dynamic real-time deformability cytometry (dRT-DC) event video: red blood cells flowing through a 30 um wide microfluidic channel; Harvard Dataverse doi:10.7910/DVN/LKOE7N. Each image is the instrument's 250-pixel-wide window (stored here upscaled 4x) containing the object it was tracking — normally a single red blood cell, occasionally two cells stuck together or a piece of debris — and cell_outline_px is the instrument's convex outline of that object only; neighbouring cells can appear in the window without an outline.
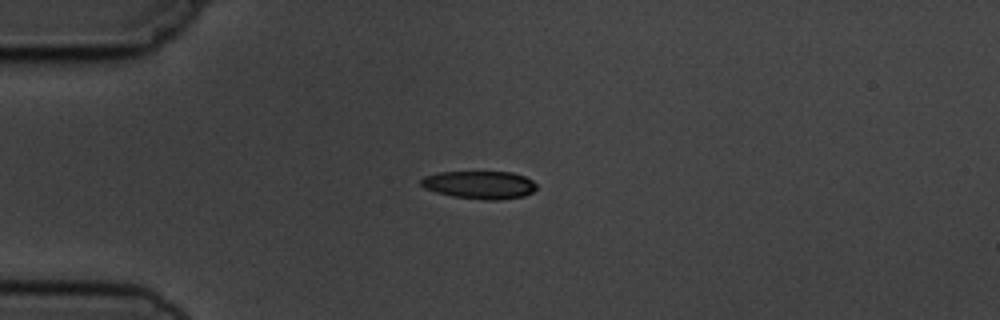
{"species": "common noctule bat (a hibernating species)", "species_latin": "Nyctalus noctula", "temperature_condition": "cold", "stored_images_in_passage": 5, "camera_frame_rate_fps": 3000, "um_per_image_px": 0.085, "animal": {"sex": "male", "body_mass_g": 19.5, "forearm_length_mm": 54.6}, "frame": {"image": 1, "passage_image": 5, "time_ms": 5.667, "image_size_px": [1000, 320], "cell_outline_px": [[536, 188], [532, 192], [524, 196], [500, 200], [484, 200], [452, 196], [436, 192], [424, 188], [420, 184], [420, 180], [424, 176], [440, 172], [512, 172], [524, 176], [532, 180], [536, 184]], "centroid_in_image_um": [40.76, 15.71], "position_along_channel_um": 44.2, "area_um2": 18.84}}